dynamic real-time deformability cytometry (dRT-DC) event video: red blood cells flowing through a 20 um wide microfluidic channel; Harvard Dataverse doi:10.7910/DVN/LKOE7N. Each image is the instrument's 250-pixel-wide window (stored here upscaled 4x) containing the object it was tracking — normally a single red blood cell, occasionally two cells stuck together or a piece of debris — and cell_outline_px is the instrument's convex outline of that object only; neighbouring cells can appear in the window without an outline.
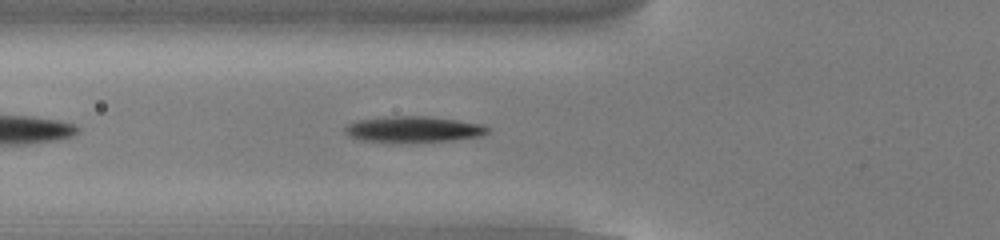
{"species": "common noctule bat (a hibernating species)", "species_latin": "Nyctalus noctula", "temperature_condition": "cold", "stored_images_in_passage": 40, "camera_frame_rate_fps": 3000, "um_per_image_px": 0.085, "animal": {"sex": "male", "body_mass_g": 13.0, "forearm_length_mm": 53.1}, "frame": {"image": 1, "passage_image": 6, "time_ms": 1.667, "image_size_px": [1000, 240], "cell_outline_px": [[488, 132], [472, 136], [440, 140], [372, 140], [356, 136], [348, 132], [348, 128], [352, 124], [364, 120], [452, 120], [476, 124], [488, 128]], "centroid_in_image_um": [35.26, 11.03], "position_along_channel_um": 90.5, "area_um2": 17.28}}
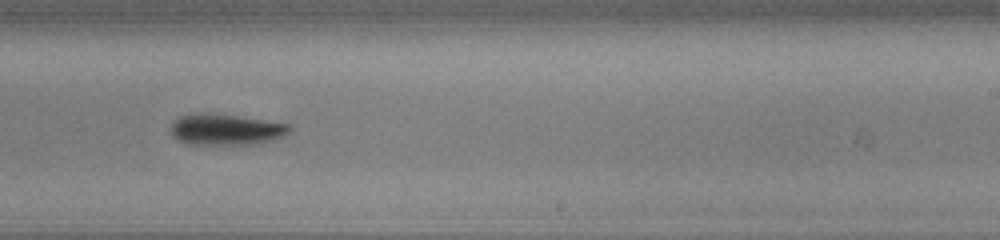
{"frame": {"image": 2, "passage_image": 20, "time_ms": 6.333, "image_size_px": [1000, 240], "cell_outline_px": [[288, 132], [280, 136], [248, 144], [232, 144], [180, 140], [172, 132], [172, 124], [180, 116], [228, 116], [288, 124]], "centroid_in_image_um": [19.23, 11.02], "position_along_channel_um": 269.8, "area_um2": 18.79}}
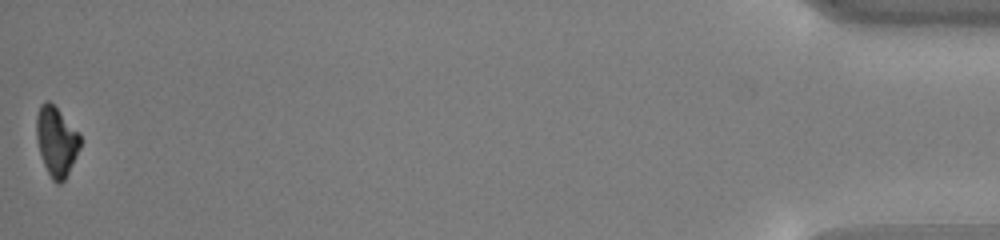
{"frame": {"image": 3, "passage_image": 40, "time_ms": 13.0, "image_size_px": [1000, 240], "cell_outline_px": [[80, 148], [64, 180], [60, 184], [56, 184], [52, 180], [44, 164], [40, 152], [36, 136], [36, 116], [40, 104], [48, 100], [56, 108], [80, 136]], "centroid_in_image_um": [4.76, 12.03], "position_along_channel_um": 430.4, "area_um2": 17.22}, "authors_computed_cell_mechanics": {"area_um2": 18.2937, "velocity_mm_per_s": 3.8438, "shape_relaxation_time_tau1_ms": 4.4162, "shape_relaxation_time_tau2_ms": null, "deformation_change_tau1": 0.1578, "deformation_change_tau2": null}}